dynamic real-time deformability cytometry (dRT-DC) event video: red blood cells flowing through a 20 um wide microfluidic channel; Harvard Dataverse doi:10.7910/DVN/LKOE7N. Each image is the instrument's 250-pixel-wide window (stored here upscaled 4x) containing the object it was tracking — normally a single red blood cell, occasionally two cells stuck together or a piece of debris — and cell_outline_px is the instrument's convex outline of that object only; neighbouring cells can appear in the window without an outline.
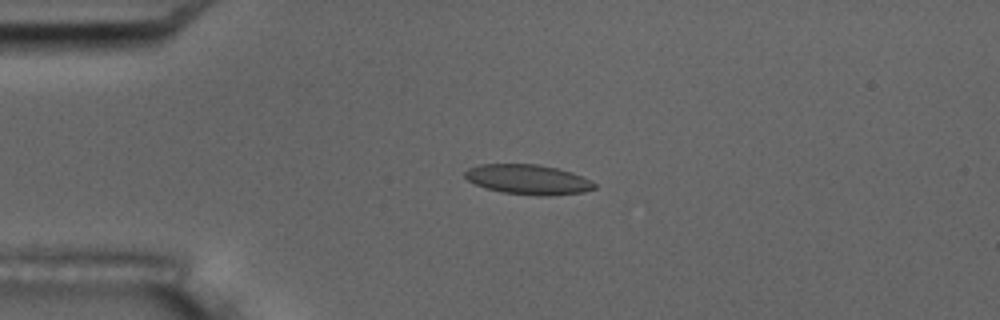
{"species": "common noctule bat (a hibernating species)", "species_latin": "Nyctalus noctula", "temperature_condition": "room temperature", "stored_images_in_passage": 5, "camera_frame_rate_fps": 3000, "um_per_image_px": 0.085, "animal": {"sex": "male", "body_mass_g": 17.5, "forearm_length_mm": 52.3}, "frame": {"image": 1, "passage_image": 3, "time_ms": 2.333, "image_size_px": [1000, 320], "cell_outline_px": [[596, 188], [584, 192], [548, 196], [536, 196], [504, 192], [488, 188], [476, 184], [468, 180], [464, 176], [464, 172], [468, 168], [480, 164], [540, 164], [572, 172], [592, 180], [596, 184]], "centroid_in_image_um": [44.93, 15.25], "position_along_channel_um": 40.1, "area_um2": 22.6}}